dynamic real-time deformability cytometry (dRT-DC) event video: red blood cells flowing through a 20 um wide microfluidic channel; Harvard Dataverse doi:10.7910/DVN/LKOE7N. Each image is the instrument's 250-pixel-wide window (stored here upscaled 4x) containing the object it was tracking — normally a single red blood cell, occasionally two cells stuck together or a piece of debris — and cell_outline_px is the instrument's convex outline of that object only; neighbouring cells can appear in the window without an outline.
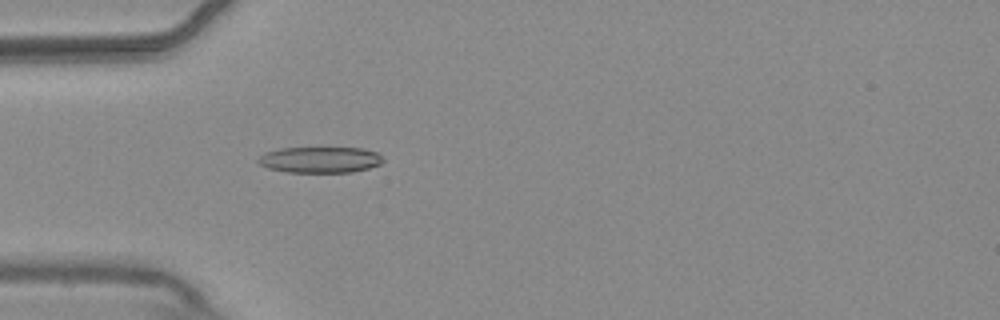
{"species": "common noctule bat (a hibernating species)", "species_latin": "Nyctalus noctula", "temperature_condition": "warm", "stored_images_in_passage": 54, "camera_frame_rate_fps": 3000, "um_per_image_px": 0.085, "animal": {"sex": "male", "body_mass_g": 20.4}, "frame": {"image": 1, "passage_image": 16, "time_ms": 5.0, "image_size_px": [1000, 320], "cell_outline_px": [[384, 160], [380, 164], [368, 168], [352, 172], [288, 172], [268, 168], [260, 164], [256, 160], [264, 152], [284, 148], [364, 148], [376, 152]], "centroid_in_image_um": [27.2, 13.58], "position_along_channel_um": 57.8, "area_um2": 18.84}}
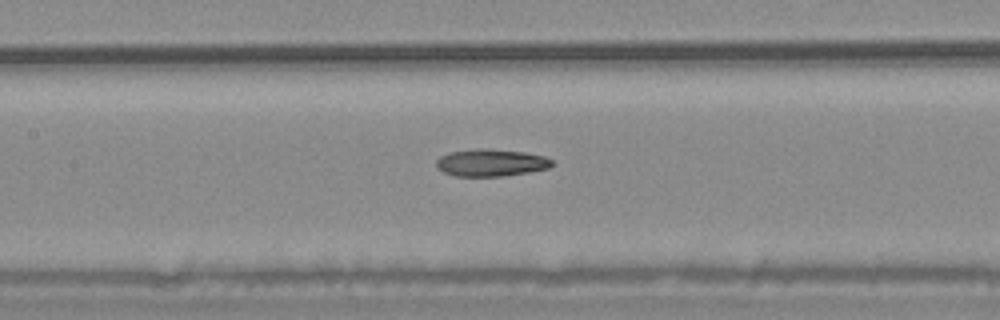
{"frame": {"image": 2, "passage_image": 25, "time_ms": 8.0, "image_size_px": [1000, 320], "cell_outline_px": [[552, 164], [548, 168], [528, 172], [504, 176], [456, 176], [444, 172], [436, 168], [436, 160], [440, 156], [452, 152], [480, 148], [524, 152], [544, 156], [552, 160]], "centroid_in_image_um": [41.71, 13.83], "position_along_channel_um": 165.7, "area_um2": 18.15}}
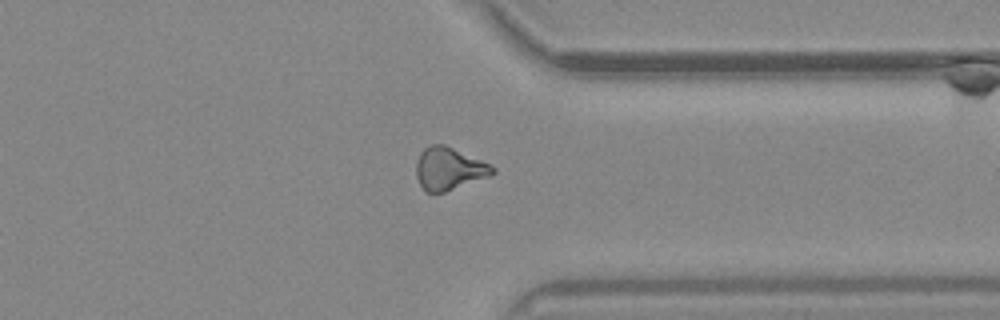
{"frame": {"image": 3, "passage_image": 42, "time_ms": 13.667, "image_size_px": [1000, 320], "cell_outline_px": [[496, 172], [488, 176], [444, 192], [424, 192], [416, 176], [416, 160], [420, 152], [428, 144], [444, 144], [480, 160], [496, 168]], "centroid_in_image_um": [38.11, 14.33], "position_along_channel_um": 373.3, "area_um2": 18.73}}